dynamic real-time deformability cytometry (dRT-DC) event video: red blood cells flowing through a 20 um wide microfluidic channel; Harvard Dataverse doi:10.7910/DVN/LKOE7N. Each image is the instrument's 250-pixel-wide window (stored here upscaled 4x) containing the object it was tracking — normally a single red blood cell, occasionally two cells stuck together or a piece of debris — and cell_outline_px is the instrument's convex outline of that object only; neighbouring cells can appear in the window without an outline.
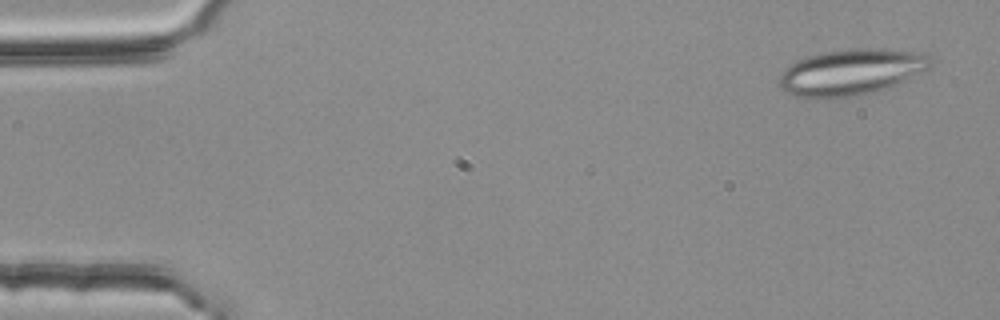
{"species": "common noctule bat (a hibernating species)", "species_latin": "Nyctalus noctula", "temperature_condition": "room temperature", "stored_images_in_passage": 4, "camera_frame_rate_fps": 3000, "um_per_image_px": 0.085, "animal": {"sex": "female", "body_mass_g": 25.1}, "frame": {"image": 1, "passage_image": 1, "time_ms": 0.0, "image_size_px": [1000, 320], "cell_outline_px": [[928, 68], [908, 80], [876, 92], [856, 96], [808, 100], [792, 96], [780, 88], [780, 76], [784, 68], [808, 56], [824, 52], [860, 48], [884, 48], [924, 52], [928, 56]], "centroid_in_image_um": [72.32, 6.16], "position_along_channel_um": 12.7, "area_um2": 41.04}}